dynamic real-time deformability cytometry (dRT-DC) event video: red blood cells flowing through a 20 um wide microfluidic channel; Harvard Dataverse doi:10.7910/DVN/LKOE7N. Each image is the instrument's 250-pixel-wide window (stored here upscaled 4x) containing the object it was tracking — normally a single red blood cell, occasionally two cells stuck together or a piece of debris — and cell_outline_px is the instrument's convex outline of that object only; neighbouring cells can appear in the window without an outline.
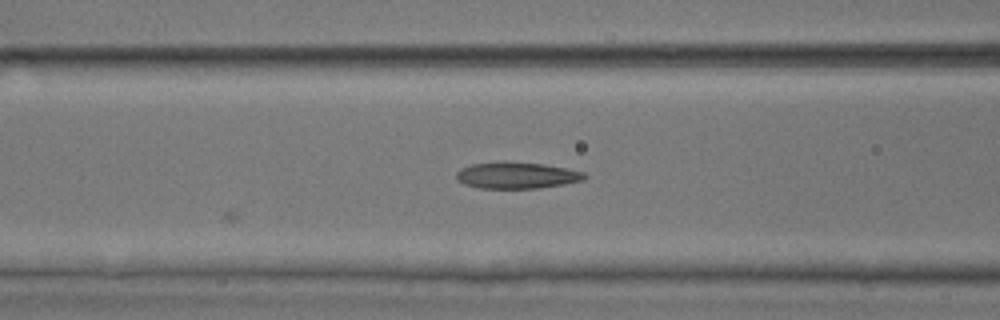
{"species": "common noctule bat (a hibernating species)", "species_latin": "Nyctalus noctula", "temperature_condition": "room temperature", "stored_images_in_passage": 22, "camera_frame_rate_fps": 3000, "um_per_image_px": 0.085, "animal": {"sex": "male", "body_mass_g": 17.9, "forearm_length_mm": 54.2}, "frame": {"image": 1, "passage_image": 22, "time_ms": 7.0, "image_size_px": [1000, 320], "cell_outline_px": [[588, 176], [584, 180], [564, 184], [540, 188], [480, 188], [464, 184], [456, 180], [456, 172], [460, 168], [472, 164], [504, 160], [508, 160], [544, 164], [584, 172]], "centroid_in_image_um": [43.9, 14.89], "position_along_channel_um": 122.7, "area_um2": 20.11}}